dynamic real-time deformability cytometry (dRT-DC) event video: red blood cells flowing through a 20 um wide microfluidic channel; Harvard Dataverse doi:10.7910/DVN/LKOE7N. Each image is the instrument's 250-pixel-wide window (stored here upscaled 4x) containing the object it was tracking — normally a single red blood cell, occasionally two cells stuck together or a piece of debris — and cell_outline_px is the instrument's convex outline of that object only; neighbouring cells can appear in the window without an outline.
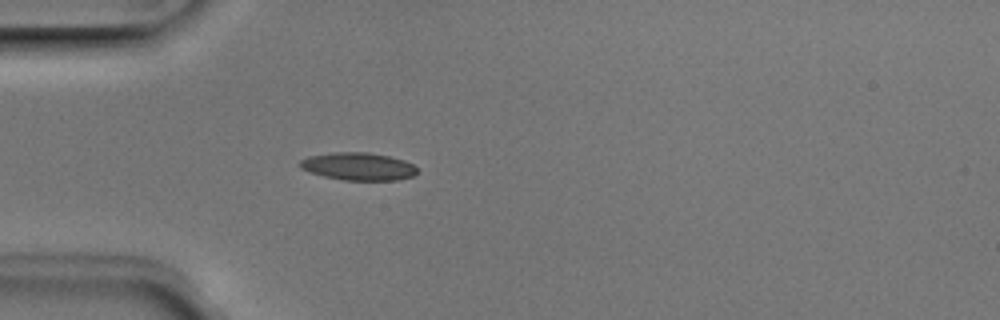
{"species": "Egyptian fruit bat (a non-hibernating species)", "species_latin": "Rousettus aegyptiacus", "temperature_condition": "room temperature", "stored_images_in_passage": 3, "camera_frame_rate_fps": 3000, "um_per_image_px": 0.085, "animal": {"sex": "male"}, "frame": {"image": 1, "passage_image": 3, "time_ms": 0.667, "image_size_px": [1000, 320], "cell_outline_px": [[416, 172], [412, 176], [396, 180], [344, 180], [324, 176], [300, 168], [300, 160], [308, 156], [332, 152], [368, 152], [388, 156], [404, 160], [412, 164], [416, 168]], "centroid_in_image_um": [30.44, 14.13], "position_along_channel_um": 54.6, "area_um2": 18.73}}